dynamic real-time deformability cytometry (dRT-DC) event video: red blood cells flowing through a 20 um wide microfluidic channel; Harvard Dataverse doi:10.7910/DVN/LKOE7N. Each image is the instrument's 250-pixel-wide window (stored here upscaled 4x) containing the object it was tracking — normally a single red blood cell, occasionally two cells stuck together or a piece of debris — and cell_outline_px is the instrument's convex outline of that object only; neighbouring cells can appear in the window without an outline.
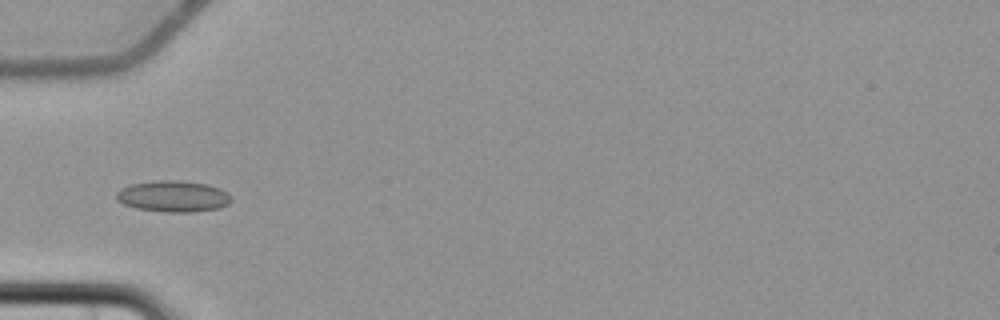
{"species": "common noctule bat (a hibernating species)", "species_latin": "Nyctalus noctula", "temperature_condition": "cold", "stored_images_in_passage": 3, "camera_frame_rate_fps": 3000, "um_per_image_px": 0.085, "animal": {"sex": "female", "body_mass_g": 22.7, "forearm_length_mm": 54.2}, "frame": {"image": 1, "passage_image": 3, "time_ms": 2.667, "image_size_px": [1000, 320], "cell_outline_px": [[232, 200], [228, 204], [220, 208], [192, 212], [164, 212], [136, 208], [124, 204], [116, 200], [116, 192], [120, 188], [132, 184], [152, 180], [176, 180], [208, 184], [220, 188], [232, 196]], "centroid_in_image_um": [14.72, 16.68], "position_along_channel_um": 70.3, "area_um2": 21.15}}